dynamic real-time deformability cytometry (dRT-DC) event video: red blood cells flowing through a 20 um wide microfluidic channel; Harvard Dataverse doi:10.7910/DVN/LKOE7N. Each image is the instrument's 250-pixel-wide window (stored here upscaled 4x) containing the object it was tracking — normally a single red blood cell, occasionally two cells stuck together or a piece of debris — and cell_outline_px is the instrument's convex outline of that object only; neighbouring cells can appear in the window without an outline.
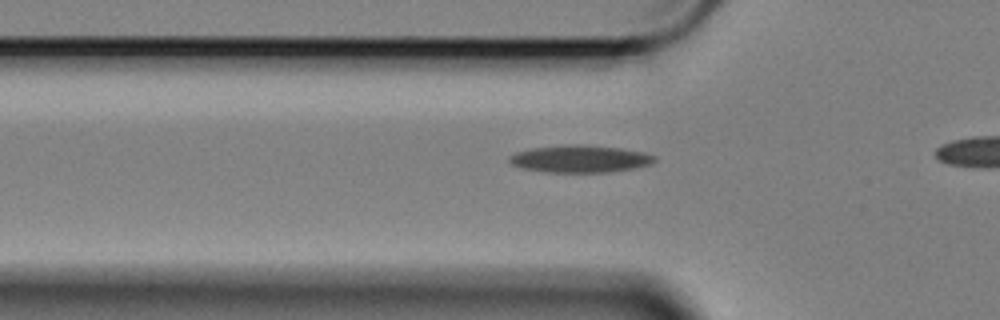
{"species": "Egyptian fruit bat (a non-hibernating species)", "species_latin": "Rousettus aegyptiacus", "temperature_condition": "cold", "stored_images_in_passage": 13, "camera_frame_rate_fps": 3000, "um_per_image_px": 0.085, "animal": {"sex": "female"}, "frame": {"image": 1, "passage_image": 3, "time_ms": 0.667, "image_size_px": [1000, 320], "cell_outline_px": [[656, 160], [648, 164], [632, 168], [608, 172], [544, 172], [520, 168], [512, 164], [508, 160], [508, 156], [516, 152], [532, 148], [576, 144], [580, 144], [620, 148], [644, 152], [656, 156]], "centroid_in_image_um": [49.26, 13.5], "position_along_channel_um": 76.5, "area_um2": 22.95}}
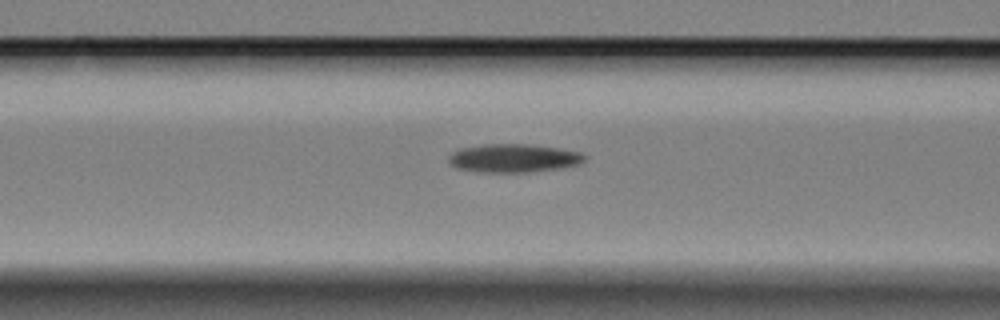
{"frame": {"image": 2, "passage_image": 7, "time_ms": 2.0, "image_size_px": [1000, 320], "cell_outline_px": [[588, 156], [580, 164], [564, 168], [528, 172], [484, 172], [456, 168], [448, 160], [448, 156], [452, 152], [460, 148], [484, 144], [528, 144], [560, 148], [580, 152]], "centroid_in_image_um": [43.69, 13.44], "position_along_channel_um": 122.9, "area_um2": 22.66}}
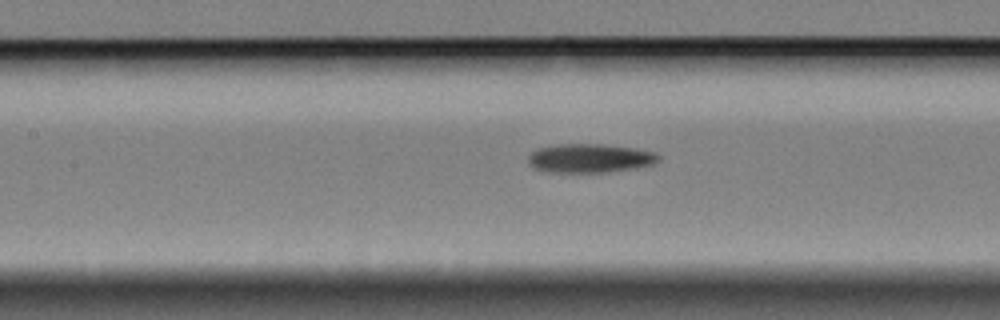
{"frame": {"image": 3, "passage_image": 10, "time_ms": 3.0, "image_size_px": [1000, 320], "cell_outline_px": [[660, 160], [652, 164], [636, 168], [604, 172], [548, 172], [532, 168], [528, 164], [528, 156], [536, 148], [556, 144], [600, 144], [636, 148], [656, 152], [660, 156]], "centroid_in_image_um": [50.11, 13.44], "position_along_channel_um": 157.3, "area_um2": 22.14}}